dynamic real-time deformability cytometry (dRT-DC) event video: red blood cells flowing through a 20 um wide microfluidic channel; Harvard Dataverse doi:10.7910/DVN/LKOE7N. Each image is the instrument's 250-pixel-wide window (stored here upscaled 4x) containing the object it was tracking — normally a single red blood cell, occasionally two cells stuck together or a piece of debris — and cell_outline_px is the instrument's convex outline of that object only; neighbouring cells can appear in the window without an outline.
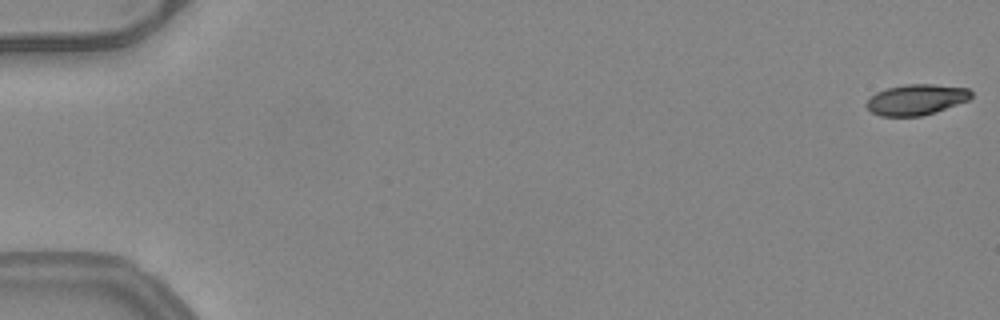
{"species": "common noctule bat (a hibernating species)", "species_latin": "Nyctalus noctula", "temperature_condition": "warm", "stored_images_in_passage": 52, "camera_frame_rate_fps": 3000, "um_per_image_px": 0.085, "animal": {"sex": "female", "body_mass_g": 24.6, "forearm_length_mm": 56.2}, "frame": {"image": 1, "passage_image": 1, "time_ms": 0.0, "image_size_px": [1000, 320], "cell_outline_px": [[972, 96], [968, 100], [936, 112], [920, 116], [880, 116], [872, 112], [864, 104], [876, 92], [884, 88], [904, 84], [932, 84], [968, 88], [972, 92]], "centroid_in_image_um": [77.87, 8.46], "position_along_channel_um": 7.1, "area_um2": 18.79}}
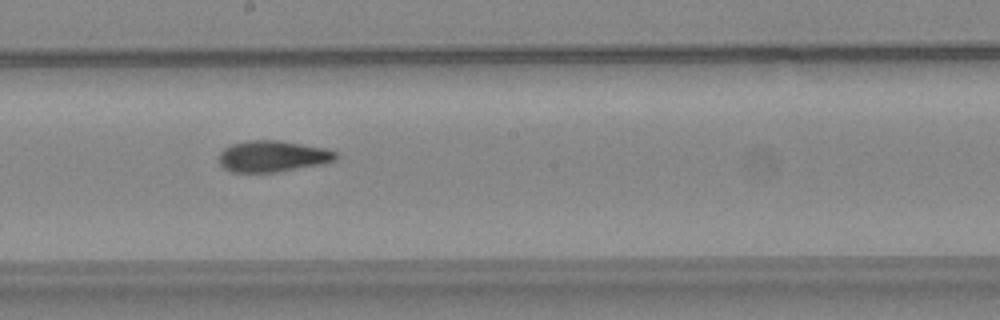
{"frame": {"image": 2, "passage_image": 30, "time_ms": 9.667, "image_size_px": [1000, 320], "cell_outline_px": [[340, 156], [336, 160], [324, 164], [276, 172], [232, 172], [224, 168], [220, 164], [220, 152], [224, 148], [232, 144], [248, 140], [280, 140], [328, 148], [336, 152]], "centroid_in_image_um": [23.24, 13.28], "position_along_channel_um": 225.0, "area_um2": 21.56}}
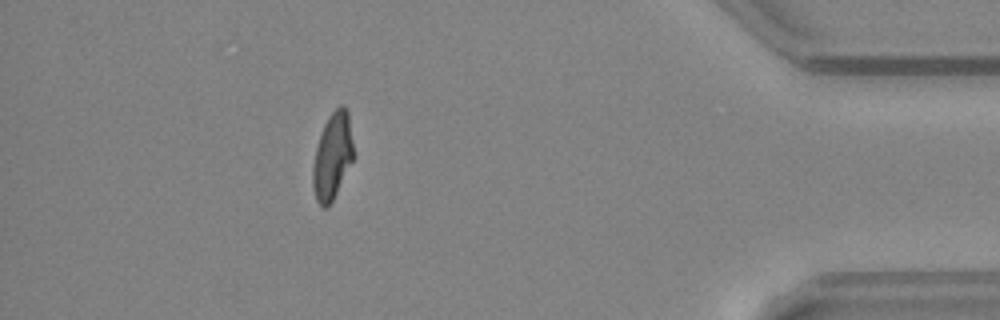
{"frame": {"image": 3, "passage_image": 47, "time_ms": 15.333, "image_size_px": [1000, 320], "cell_outline_px": [[352, 160], [328, 208], [324, 208], [316, 200], [312, 184], [312, 168], [316, 148], [324, 124], [328, 116], [340, 104], [344, 104], [348, 112], [352, 144]], "centroid_in_image_um": [28.23, 13.26], "position_along_channel_um": 407.0, "area_um2": 20.0}, "authors_computed_cell_mechanics": {"area_um2": 20.8369, "velocity_mm_per_s": 4.0399, "shape_relaxation_time_tau1_ms": 9.5373, "shape_relaxation_time_tau2_ms": 2.1504, "deformation_change_tau1": 0.2719, "deformation_change_tau2": 0.0926}}